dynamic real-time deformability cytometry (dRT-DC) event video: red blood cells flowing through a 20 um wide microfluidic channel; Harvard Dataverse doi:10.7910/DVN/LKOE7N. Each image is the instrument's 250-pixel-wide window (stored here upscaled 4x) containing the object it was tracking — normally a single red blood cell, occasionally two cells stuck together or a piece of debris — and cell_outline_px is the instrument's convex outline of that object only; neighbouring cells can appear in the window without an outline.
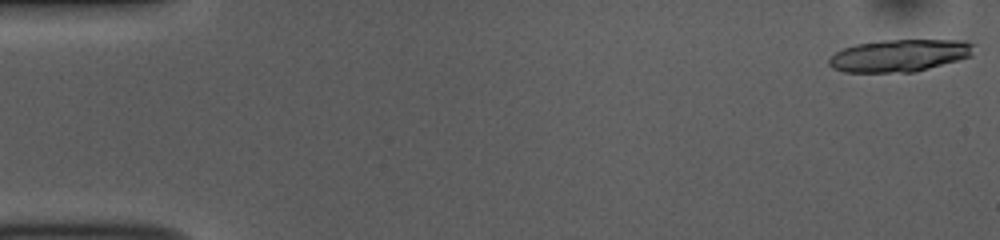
{"species": "common noctule bat (a hibernating species)", "species_latin": "Nyctalus noctula", "temperature_condition": "room temperature", "stored_images_in_passage": 51, "segment_of_instrument_passage": [1, 2], "camera_frame_rate_fps": 3000, "um_per_image_px": 0.085, "animal": {"sex": "female", "body_mass_g": 10.0, "forearm_length_mm": 53.1}, "frame": {"image": 1, "passage_image": 1, "time_ms": 0.0, "image_size_px": [1000, 240], "cell_outline_px": [[976, 44], [972, 56], [916, 72], [844, 72], [832, 68], [828, 64], [828, 60], [836, 52], [844, 48], [856, 44], [880, 40], [964, 40]], "centroid_in_image_um": [76.49, 4.72], "position_along_channel_um": 8.5, "area_um2": 27.46}}
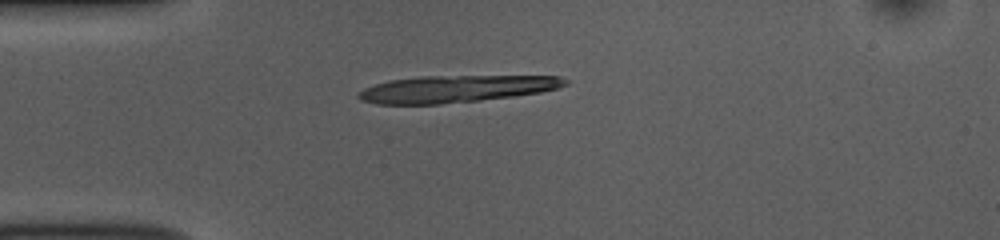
{"frame": {"image": 2, "passage_image": 13, "time_ms": 4.0, "image_size_px": [1000, 240], "cell_outline_px": [[568, 84], [556, 88], [540, 92], [516, 96], [480, 100], [440, 104], [376, 104], [360, 100], [356, 96], [364, 88], [388, 80], [420, 76], [560, 76], [568, 80]], "centroid_in_image_um": [38.75, 7.55], "position_along_channel_um": 46.3, "area_um2": 32.54}}